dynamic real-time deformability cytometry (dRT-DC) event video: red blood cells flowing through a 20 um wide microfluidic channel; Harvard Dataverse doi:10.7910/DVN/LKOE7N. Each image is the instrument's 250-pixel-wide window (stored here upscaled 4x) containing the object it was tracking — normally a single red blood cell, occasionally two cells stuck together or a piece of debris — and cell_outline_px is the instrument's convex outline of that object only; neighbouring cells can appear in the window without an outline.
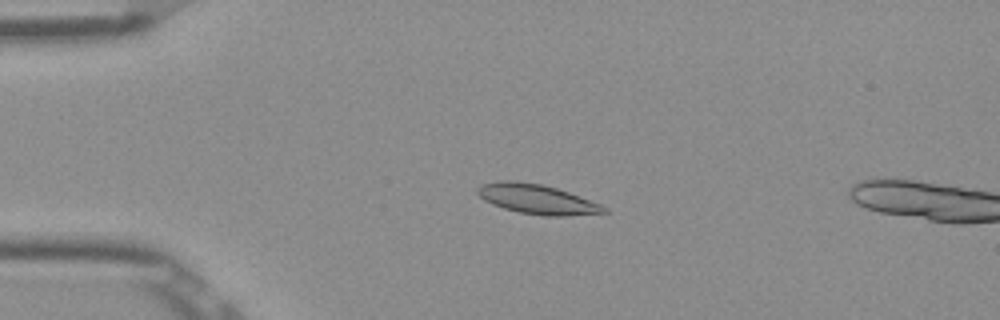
{"species": "Egyptian fruit bat (a non-hibernating species)", "species_latin": "Rousettus aegyptiacus", "temperature_condition": "room temperature", "stored_images_in_passage": 6, "camera_frame_rate_fps": 3000, "um_per_image_px": 0.085, "frame": {"image": 1, "passage_image": 3, "time_ms": 0.667, "image_size_px": [1000, 320], "cell_outline_px": [[608, 212], [564, 216], [544, 216], [520, 212], [504, 208], [492, 204], [484, 200], [476, 192], [476, 188], [480, 184], [500, 180], [516, 180], [544, 184], [568, 192], [600, 204], [608, 208]], "centroid_in_image_um": [45.61, 16.91], "position_along_channel_um": 39.4, "area_um2": 21.91}}